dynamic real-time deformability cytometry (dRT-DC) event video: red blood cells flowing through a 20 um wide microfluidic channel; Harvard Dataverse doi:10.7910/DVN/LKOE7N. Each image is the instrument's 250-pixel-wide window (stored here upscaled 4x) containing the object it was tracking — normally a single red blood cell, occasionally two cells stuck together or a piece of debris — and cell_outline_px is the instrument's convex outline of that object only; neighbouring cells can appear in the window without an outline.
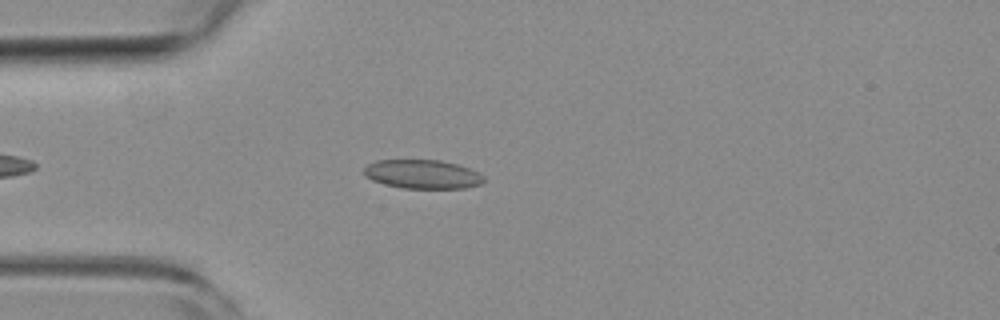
{"species": "common noctule bat (a hibernating species)", "species_latin": "Nyctalus noctula", "temperature_condition": "room temperature", "stored_images_in_passage": 32, "camera_frame_rate_fps": 3000, "um_per_image_px": 0.085, "animal": {"sex": "female", "body_mass_g": 19.3, "forearm_length_mm": 54.1}, "frame": {"image": 1, "passage_image": 8, "time_ms": 2.333, "image_size_px": [1000, 320], "cell_outline_px": [[484, 180], [480, 184], [464, 188], [400, 188], [384, 184], [372, 180], [364, 176], [364, 168], [368, 164], [376, 160], [440, 160], [456, 164], [480, 172], [484, 176]], "centroid_in_image_um": [35.9, 14.81], "position_along_channel_um": 49.1, "area_um2": 20.23}}
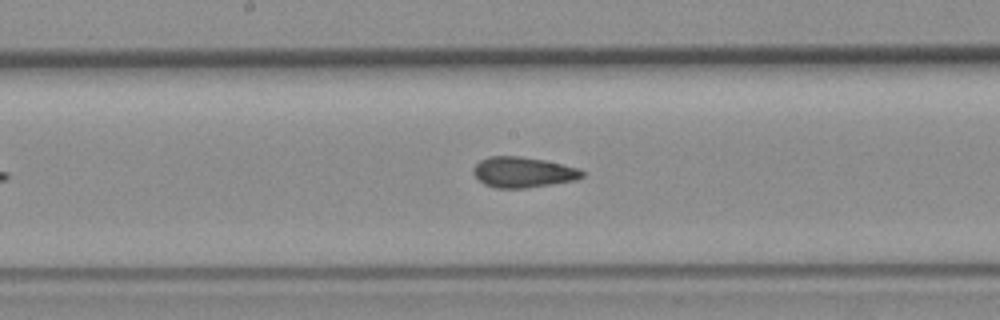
{"frame": {"image": 2, "passage_image": 21, "time_ms": 6.667, "image_size_px": [1000, 320], "cell_outline_px": [[584, 176], [576, 180], [552, 184], [524, 188], [496, 188], [484, 184], [472, 172], [472, 168], [480, 160], [492, 156], [520, 156], [544, 160], [580, 168], [584, 172]], "centroid_in_image_um": [44.47, 14.64], "position_along_channel_um": 203.7, "area_um2": 19.36}}
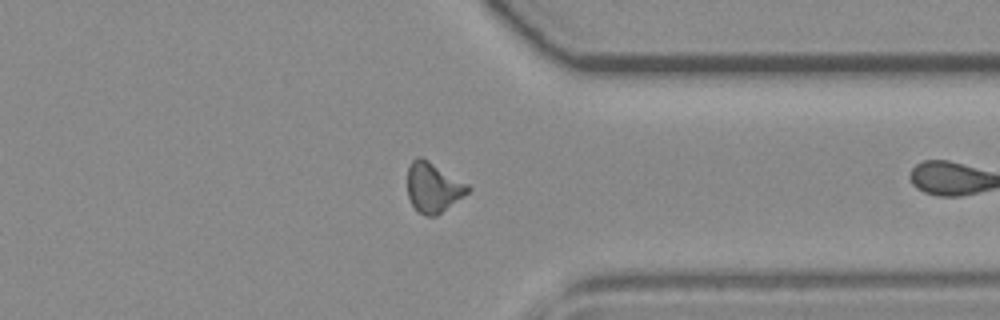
{"frame": {"image": 3, "passage_image": 31, "time_ms": 10.0, "image_size_px": [1000, 320], "cell_outline_px": [[472, 188], [464, 196], [436, 216], [424, 216], [412, 204], [408, 196], [408, 168], [412, 160], [416, 156], [420, 156], [428, 160], [468, 184]], "centroid_in_image_um": [36.82, 15.92], "position_along_channel_um": 374.6, "area_um2": 17.46}}